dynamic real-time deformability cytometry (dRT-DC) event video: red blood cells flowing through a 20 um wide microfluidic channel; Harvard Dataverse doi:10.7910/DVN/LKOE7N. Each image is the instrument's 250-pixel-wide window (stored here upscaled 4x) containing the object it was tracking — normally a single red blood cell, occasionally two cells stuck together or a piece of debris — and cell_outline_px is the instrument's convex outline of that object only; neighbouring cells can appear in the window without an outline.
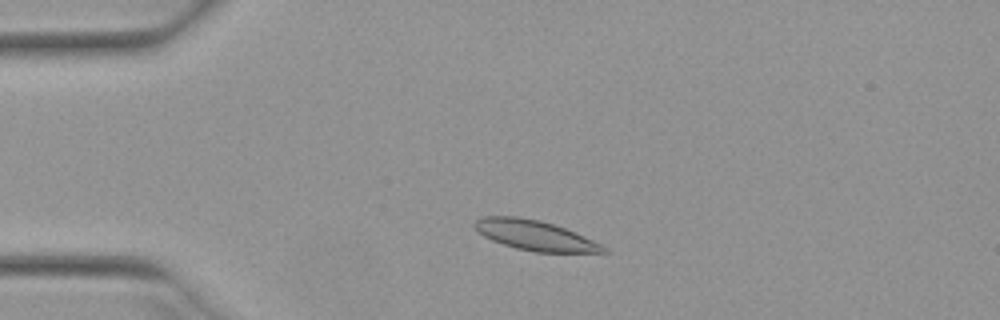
{"species": "Egyptian fruit bat (a non-hibernating species)", "species_latin": "Rousettus aegyptiacus", "temperature_condition": "warm", "stored_images_in_passage": 48, "camera_frame_rate_fps": 3000, "um_per_image_px": 0.085, "animal": {"sex": "female"}, "frame": {"image": 1, "passage_image": 8, "time_ms": 2.333, "image_size_px": [1000, 320], "cell_outline_px": [[612, 252], [536, 252], [516, 248], [492, 240], [484, 236], [472, 224], [476, 220], [484, 216], [516, 216], [540, 220], [576, 232], [608, 248]], "centroid_in_image_um": [45.48, 20.0], "position_along_channel_um": 39.5, "area_um2": 22.25}}
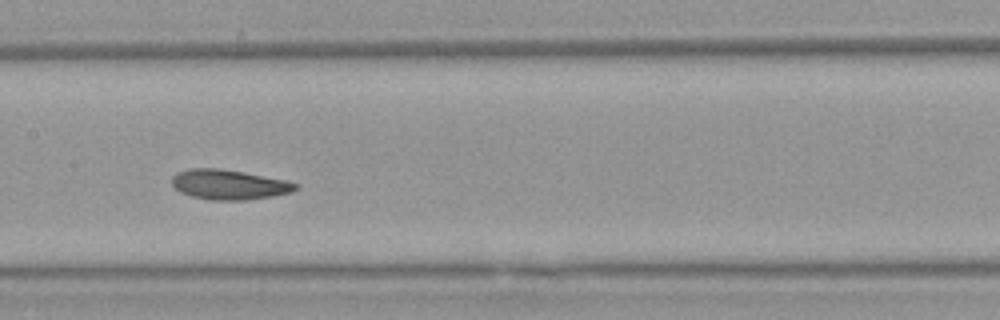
{"frame": {"image": 2, "passage_image": 22, "time_ms": 7.0, "image_size_px": [1000, 320], "cell_outline_px": [[300, 188], [292, 192], [272, 196], [248, 200], [212, 200], [192, 196], [180, 192], [172, 184], [172, 176], [176, 172], [188, 168], [220, 168], [244, 172], [288, 180], [300, 184]], "centroid_in_image_um": [19.51, 15.68], "position_along_channel_um": 187.9, "area_um2": 21.85}}
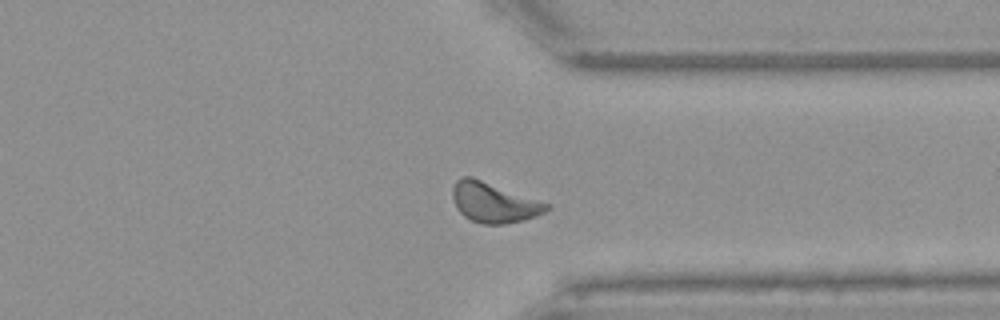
{"frame": {"image": 3, "passage_image": 36, "time_ms": 11.667, "image_size_px": [1000, 320], "cell_outline_px": [[552, 208], [536, 216], [524, 220], [504, 224], [484, 224], [472, 220], [464, 216], [456, 208], [452, 196], [452, 188], [456, 180], [464, 176], [472, 176], [552, 204]], "centroid_in_image_um": [42.0, 17.2], "position_along_channel_um": 369.4, "area_um2": 22.2}, "authors_computed_cell_mechanics": {"area_um2": 21.5594, "velocity_mm_per_s": 3.9143, "shape_relaxation_time_tau1_ms": 4.3983, "shape_relaxation_time_tau2_ms": 3.3252, "deformation_change_tau1": 0.1382, "deformation_change_tau2": 0.0825}}